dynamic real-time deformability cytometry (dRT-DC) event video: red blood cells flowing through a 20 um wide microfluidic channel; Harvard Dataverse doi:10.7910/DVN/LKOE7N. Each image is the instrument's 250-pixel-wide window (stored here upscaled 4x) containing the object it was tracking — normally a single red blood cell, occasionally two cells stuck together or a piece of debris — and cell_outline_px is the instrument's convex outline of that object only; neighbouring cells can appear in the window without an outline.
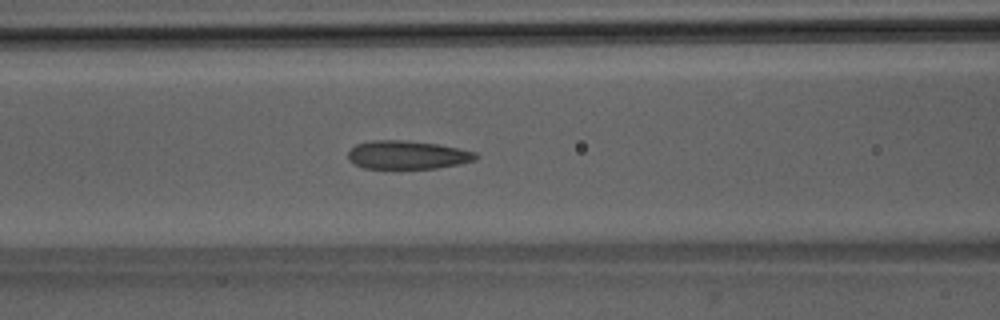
{"species": "Egyptian fruit bat (a non-hibernating species)", "species_latin": "Rousettus aegyptiacus", "temperature_condition": "room temperature", "stored_images_in_passage": 50, "camera_frame_rate_fps": 3000, "um_per_image_px": 0.085, "animal": {"sex": "male"}, "frame": {"image": 1, "passage_image": 21, "time_ms": 6.667, "image_size_px": [1000, 320], "cell_outline_px": [[480, 156], [476, 160], [460, 164], [436, 168], [364, 168], [348, 160], [348, 152], [356, 144], [372, 140], [404, 140], [436, 144], [476, 152]], "centroid_in_image_um": [34.64, 13.17], "position_along_channel_um": 132.0, "area_um2": 21.04}}
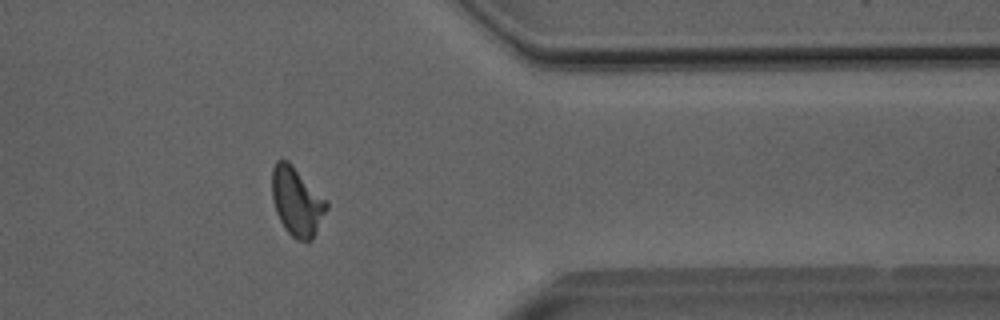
{"frame": {"image": 2, "passage_image": 41, "time_ms": 13.333, "image_size_px": [1000, 320], "cell_outline_px": [[328, 208], [312, 240], [308, 244], [296, 240], [284, 228], [276, 212], [272, 196], [272, 168], [276, 160], [288, 160], [328, 200]], "centroid_in_image_um": [25.25, 17.15], "position_along_channel_um": 386.2, "area_um2": 22.14}}
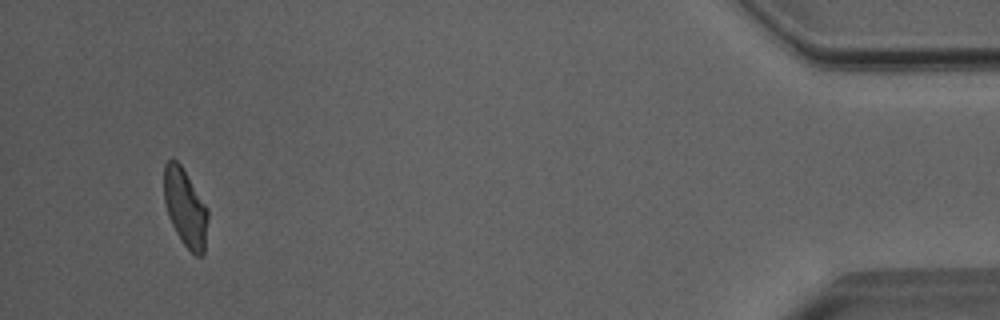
{"frame": {"image": 3, "passage_image": 48, "time_ms": 15.667, "image_size_px": [1000, 320], "cell_outline_px": [[208, 220], [204, 256], [196, 256], [184, 244], [176, 232], [168, 216], [164, 200], [164, 164], [172, 156], [180, 164], [208, 208]], "centroid_in_image_um": [15.75, 17.65], "position_along_channel_um": 419.4, "area_um2": 19.94}, "authors_computed_cell_mechanics": {"area_um2": 21.2993, "velocity_mm_per_s": 4.0276, "shape_relaxation_time_tau1_ms": null, "shape_relaxation_time_tau2_ms": 2.0212, "deformation_change_tau1": null, "deformation_change_tau2": 0.0964}}